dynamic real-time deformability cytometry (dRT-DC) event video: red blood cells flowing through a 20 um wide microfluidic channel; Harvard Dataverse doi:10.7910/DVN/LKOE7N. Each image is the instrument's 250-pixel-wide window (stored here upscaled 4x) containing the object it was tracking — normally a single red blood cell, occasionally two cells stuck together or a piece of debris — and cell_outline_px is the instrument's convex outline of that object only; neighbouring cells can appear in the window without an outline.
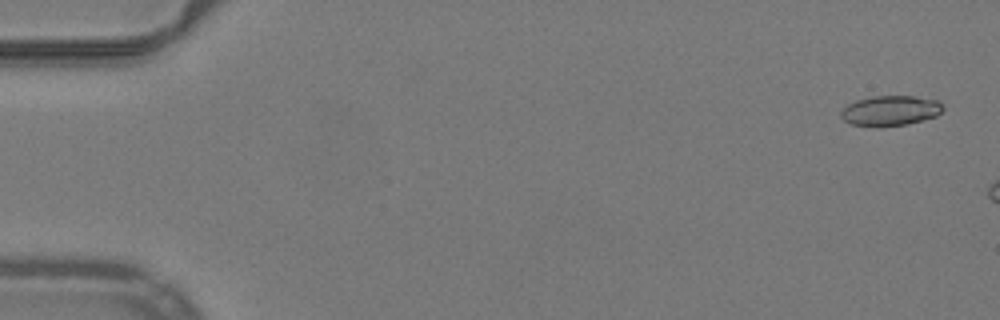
{"species": "common noctule bat (a hibernating species)", "species_latin": "Nyctalus noctula", "temperature_condition": "warm", "stored_images_in_passage": 7, "camera_frame_rate_fps": 3000, "um_per_image_px": 0.085, "animal": {"sex": "male", "body_mass_g": 19.2, "forearm_length_mm": 51.8}, "frame": {"image": 1, "passage_image": 2, "time_ms": 0.333, "image_size_px": [1000, 320], "cell_outline_px": [[944, 108], [936, 116], [908, 124], [880, 128], [876, 128], [852, 124], [844, 120], [840, 116], [840, 112], [848, 104], [856, 100], [872, 96], [912, 96], [936, 100]], "centroid_in_image_um": [75.64, 9.43], "position_along_channel_um": 9.4, "area_um2": 18.03}}